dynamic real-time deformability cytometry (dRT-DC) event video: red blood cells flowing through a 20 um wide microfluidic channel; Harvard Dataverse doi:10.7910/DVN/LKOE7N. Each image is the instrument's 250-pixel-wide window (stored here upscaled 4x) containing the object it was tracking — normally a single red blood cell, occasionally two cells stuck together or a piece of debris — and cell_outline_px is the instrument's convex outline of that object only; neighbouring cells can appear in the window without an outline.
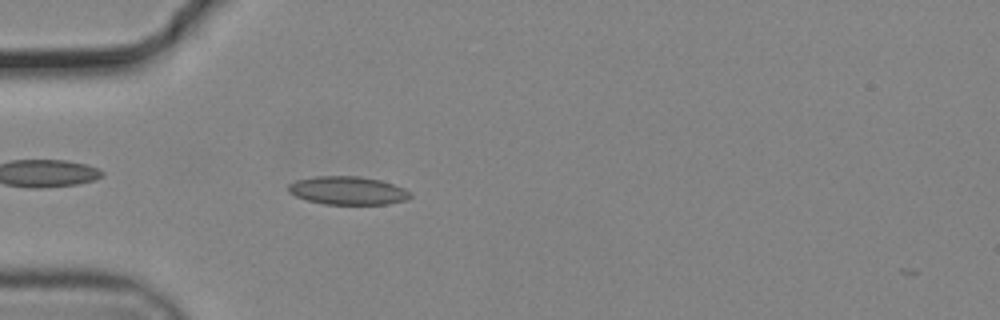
{"species": "common noctule bat (a hibernating species)", "species_latin": "Nyctalus noctula", "temperature_condition": "cold", "stored_images_in_passage": 8, "camera_frame_rate_fps": 3000, "um_per_image_px": 0.085, "animal": {"sex": "male", "body_mass_g": 19.2, "forearm_length_mm": 51.8}, "frame": {"image": 1, "passage_image": 7, "time_ms": 2.0, "image_size_px": [1000, 320], "cell_outline_px": [[412, 196], [408, 200], [388, 204], [324, 204], [308, 200], [296, 196], [288, 192], [288, 184], [296, 180], [316, 176], [360, 176], [380, 180], [404, 188], [412, 192]], "centroid_in_image_um": [29.59, 16.2], "position_along_channel_um": 55.4, "area_um2": 20.17}}